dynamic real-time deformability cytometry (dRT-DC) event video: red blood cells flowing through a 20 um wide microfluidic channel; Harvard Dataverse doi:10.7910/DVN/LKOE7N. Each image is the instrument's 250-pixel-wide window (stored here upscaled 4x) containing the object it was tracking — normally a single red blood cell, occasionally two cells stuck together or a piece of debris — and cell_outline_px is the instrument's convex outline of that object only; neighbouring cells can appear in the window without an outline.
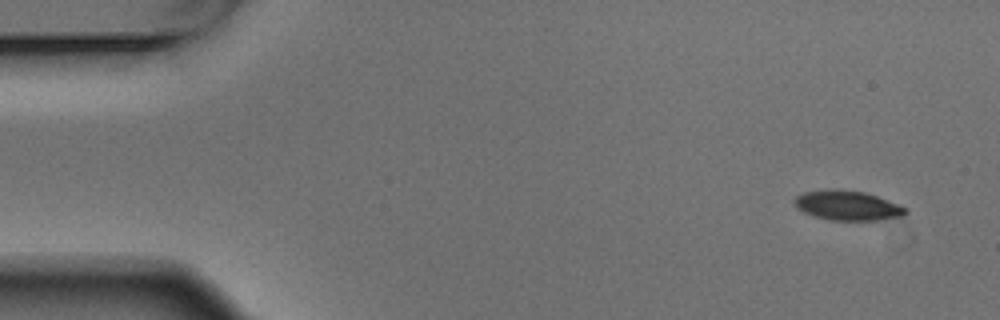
{"species": "Egyptian fruit bat (a non-hibernating species)", "species_latin": "Rousettus aegyptiacus", "temperature_condition": "warm", "stored_images_in_passage": 8, "camera_frame_rate_fps": 3000, "um_per_image_px": 0.085, "animal": {"sex": "male"}, "frame": {"image": 1, "passage_image": 1, "time_ms": 0.0, "image_size_px": [1000, 320], "cell_outline_px": [[908, 212], [904, 216], [876, 220], [828, 220], [804, 212], [792, 200], [796, 196], [804, 192], [828, 188], [840, 188], [864, 192], [900, 204], [908, 208]], "centroid_in_image_um": [72.07, 17.45], "position_along_channel_um": 12.9, "area_um2": 19.36}}
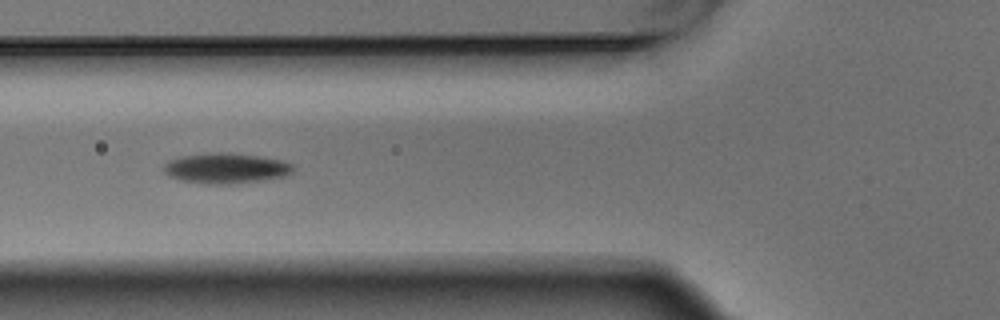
{"frame": {"image": 2, "passage_image": 5, "time_ms": 1.333, "image_size_px": [1000, 320], "cell_outline_px": [[292, 172], [284, 176], [260, 180], [228, 184], [204, 184], [180, 180], [168, 176], [164, 172], [164, 164], [168, 160], [184, 156], [212, 152], [224, 152], [260, 156], [280, 160], [292, 164]], "centroid_in_image_um": [19.15, 14.3], "position_along_channel_um": 106.6, "area_um2": 22.72}}
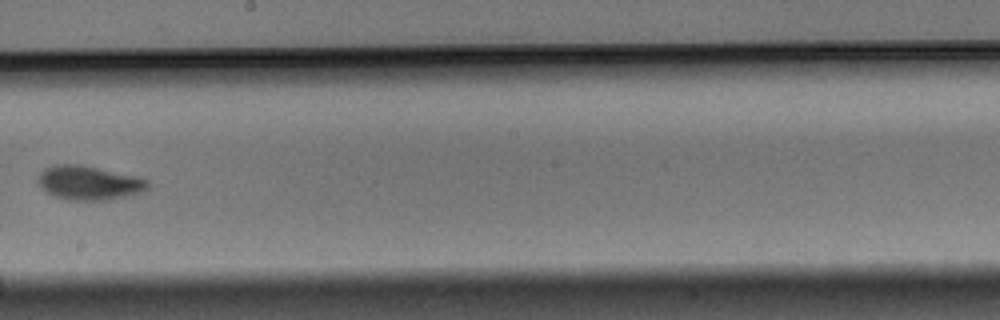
{"frame": {"image": 3, "passage_image": 8, "time_ms": 2.333, "image_size_px": [1000, 320], "cell_outline_px": [[148, 188], [140, 192], [108, 200], [68, 200], [56, 196], [40, 188], [36, 180], [40, 172], [44, 168], [56, 164], [80, 164], [132, 176], [148, 180]], "centroid_in_image_um": [7.48, 15.54], "position_along_channel_um": 240.7, "area_um2": 21.5}}